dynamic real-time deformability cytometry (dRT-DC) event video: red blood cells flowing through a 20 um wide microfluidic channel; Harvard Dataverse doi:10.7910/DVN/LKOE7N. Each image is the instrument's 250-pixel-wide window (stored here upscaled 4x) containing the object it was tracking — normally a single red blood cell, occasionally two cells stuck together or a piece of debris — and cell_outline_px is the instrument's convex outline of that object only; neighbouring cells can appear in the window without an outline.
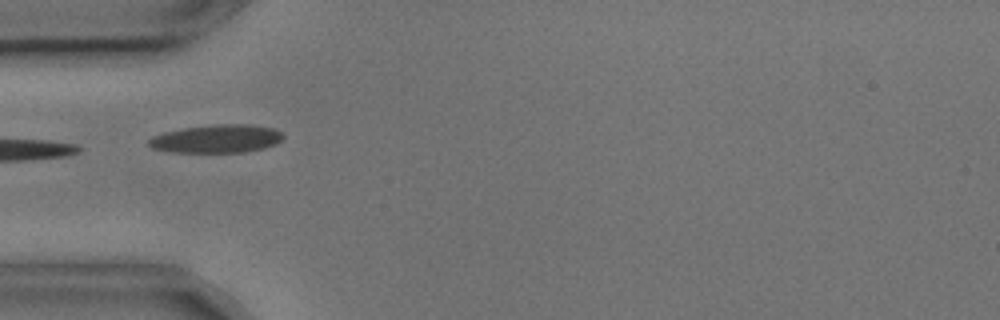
{"species": "common noctule bat (a hibernating species)", "species_latin": "Nyctalus noctula", "temperature_condition": "cold", "stored_images_in_passage": 25, "camera_frame_rate_fps": 3000, "um_per_image_px": 0.085, "animal": {"sex": "male", "body_mass_g": 17.9, "forearm_length_mm": 54.2}, "frame": {"image": 1, "passage_image": 1, "time_ms": 0.0, "image_size_px": [1000, 320], "cell_outline_px": [[284, 136], [276, 144], [264, 148], [244, 152], [172, 152], [152, 148], [148, 144], [148, 140], [152, 136], [164, 132], [184, 128], [212, 124], [252, 124], [272, 128], [280, 132]], "centroid_in_image_um": [18.41, 11.79], "position_along_channel_um": 66.6, "area_um2": 22.08}}